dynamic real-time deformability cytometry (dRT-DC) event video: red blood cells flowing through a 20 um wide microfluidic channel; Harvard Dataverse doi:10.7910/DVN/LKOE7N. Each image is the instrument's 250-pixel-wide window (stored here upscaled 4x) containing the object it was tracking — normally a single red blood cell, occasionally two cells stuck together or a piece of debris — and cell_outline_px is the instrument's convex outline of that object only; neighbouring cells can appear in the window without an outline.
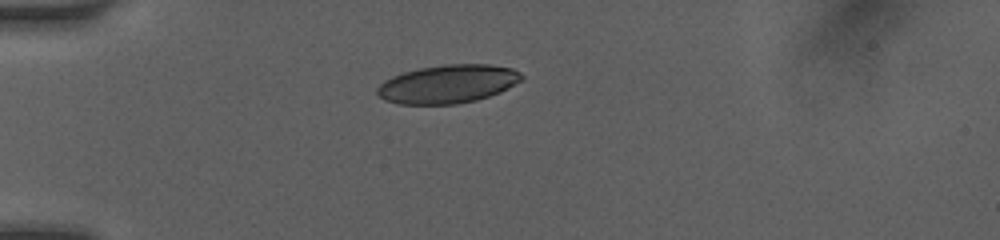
{"species": "human", "species_latin": "Homo sapiens", "temperature_condition": "room temperature", "stored_images_in_passage": 58, "camera_frame_rate_fps": 3000, "um_per_image_px": 0.085, "donor": {"sex": "female"}, "frame": {"image": 1, "passage_image": 1, "time_ms": 0.0, "image_size_px": [1000, 240], "cell_outline_px": [[524, 76], [520, 80], [508, 88], [500, 92], [476, 100], [456, 104], [400, 104], [384, 100], [376, 92], [376, 88], [384, 80], [392, 76], [404, 72], [420, 68], [448, 64], [488, 64], [512, 68], [520, 72]], "centroid_in_image_um": [38.05, 7.14], "position_along_channel_um": 46.9, "area_um2": 32.19}}
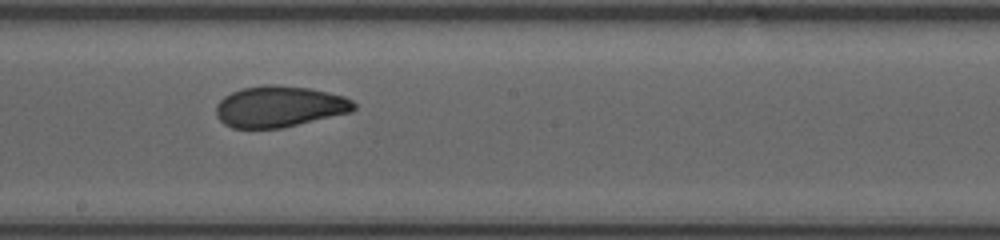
{"frame": {"image": 2, "passage_image": 18, "time_ms": 5.0, "image_size_px": [1000, 240], "cell_outline_px": [[356, 108], [352, 112], [280, 128], [232, 128], [224, 124], [216, 116], [216, 104], [224, 96], [240, 88], [264, 84], [276, 84], [308, 88], [328, 92], [344, 96], [352, 100], [356, 104]], "centroid_in_image_um": [23.73, 9.05], "position_along_channel_um": 224.5, "area_um2": 33.23}}
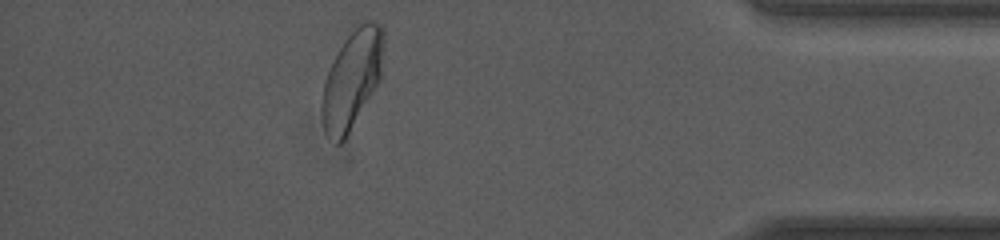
{"frame": {"image": 3, "passage_image": 47, "time_ms": 10.333, "image_size_px": [1000, 240], "cell_outline_px": [[384, 40], [380, 80], [344, 140], [340, 144], [336, 144], [324, 132], [320, 108], [320, 104], [324, 84], [328, 72], [348, 28], [356, 20], [372, 20], [380, 24], [384, 28]], "centroid_in_image_um": [29.91, 6.64], "position_along_channel_um": 405.3, "area_um2": 36.13}, "authors_computed_cell_mechanics": {"area_um2": 33.524, "velocity_mm_per_s": 4.0912, "shape_relaxation_time_tau1_ms": 5.3975, "shape_relaxation_time_tau2_ms": 1.1054, "deformation_change_tau1": 0.1593, "deformation_change_tau2": 0.0641}}